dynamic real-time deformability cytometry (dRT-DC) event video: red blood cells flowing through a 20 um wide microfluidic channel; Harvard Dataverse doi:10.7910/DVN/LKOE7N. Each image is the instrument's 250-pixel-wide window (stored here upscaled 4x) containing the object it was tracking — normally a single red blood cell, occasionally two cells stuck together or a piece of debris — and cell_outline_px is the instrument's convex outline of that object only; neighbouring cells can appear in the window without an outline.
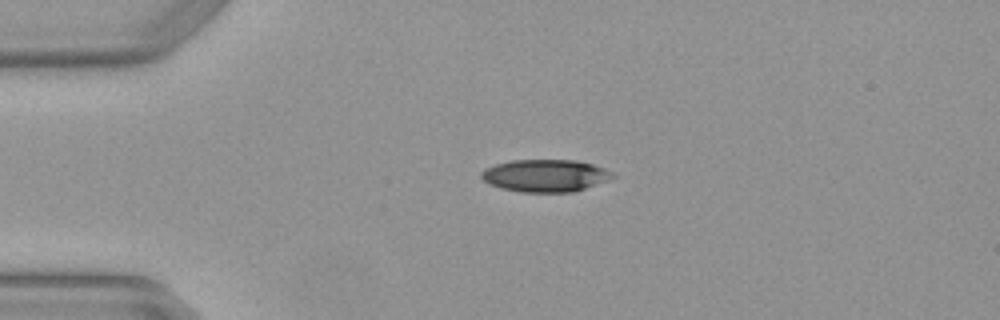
{"species": "Egyptian fruit bat (a non-hibernating species)", "species_latin": "Rousettus aegyptiacus", "temperature_condition": "warm", "stored_images_in_passage": 1, "camera_frame_rate_fps": 3000, "um_per_image_px": 0.085, "animal": {"sex": "female"}, "frame": {"image": 1, "passage_image": 1, "time_ms": 0.0, "image_size_px": [1000, 320], "cell_outline_px": [[616, 176], [608, 180], [576, 192], [520, 192], [500, 188], [488, 184], [480, 176], [480, 172], [484, 168], [496, 164], [512, 160], [576, 160], [592, 164], [604, 168], [612, 172]], "centroid_in_image_um": [46.34, 14.93], "position_along_channel_um": 38.7, "area_um2": 24.97}}